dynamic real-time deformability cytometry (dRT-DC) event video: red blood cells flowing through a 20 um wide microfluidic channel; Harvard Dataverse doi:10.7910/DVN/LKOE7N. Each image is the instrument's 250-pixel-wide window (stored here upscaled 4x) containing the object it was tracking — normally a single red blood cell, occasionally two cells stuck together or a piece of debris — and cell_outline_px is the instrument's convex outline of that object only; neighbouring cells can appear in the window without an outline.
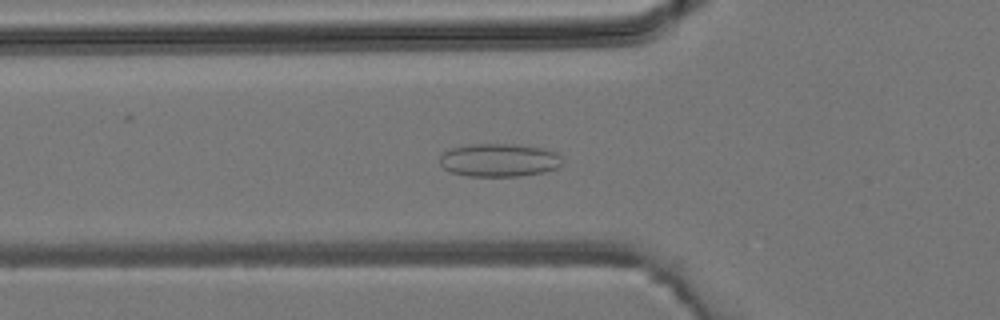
{"species": "common noctule bat (a hibernating species)", "species_latin": "Nyctalus noctula", "temperature_condition": "room temperature", "stored_images_in_passage": 33, "camera_frame_rate_fps": 3000, "um_per_image_px": 0.085, "animal": {"sex": "male", "body_mass_g": 19.2, "forearm_length_mm": 51.8}, "frame": {"image": 1, "passage_image": 5, "time_ms": 1.333, "image_size_px": [1000, 320], "cell_outline_px": [[560, 164], [556, 168], [544, 172], [516, 176], [468, 176], [452, 172], [444, 168], [440, 164], [440, 156], [448, 148], [468, 144], [516, 144], [544, 148], [556, 152], [560, 156]], "centroid_in_image_um": [42.39, 13.6], "position_along_channel_um": 83.4, "area_um2": 23.7}}
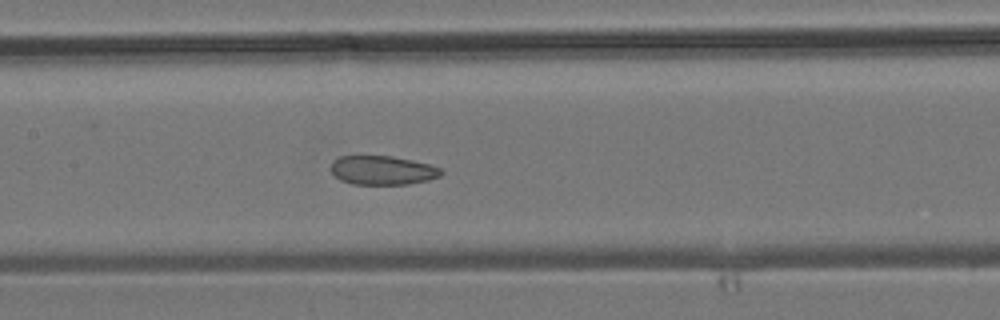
{"frame": {"image": 2, "passage_image": 11, "time_ms": 3.333, "image_size_px": [1000, 320], "cell_outline_px": [[444, 172], [440, 176], [428, 180], [408, 184], [352, 184], [340, 180], [332, 172], [332, 160], [340, 156], [392, 156], [412, 160], [428, 164], [440, 168]], "centroid_in_image_um": [32.52, 14.47], "position_along_channel_um": 174.9, "area_um2": 18.55}}
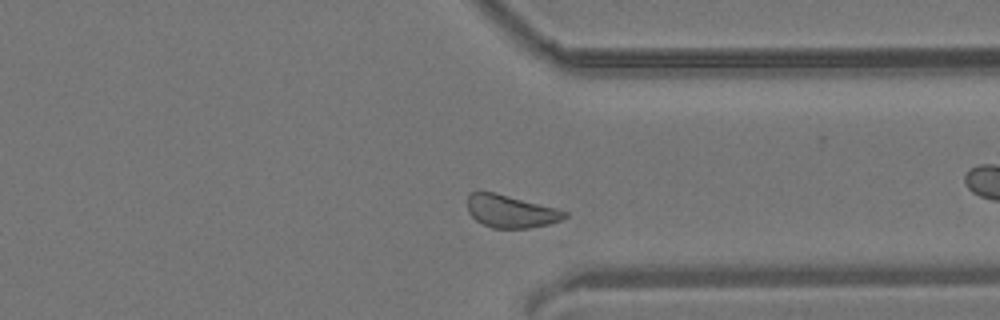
{"frame": {"image": 3, "passage_image": 21, "time_ms": 6.667, "image_size_px": [1000, 320], "cell_outline_px": [[568, 216], [560, 220], [548, 224], [528, 228], [492, 228], [476, 220], [468, 212], [468, 192], [476, 188], [496, 192], [556, 208], [568, 212]], "centroid_in_image_um": [43.35, 17.92], "position_along_channel_um": 368.0, "area_um2": 18.84}}